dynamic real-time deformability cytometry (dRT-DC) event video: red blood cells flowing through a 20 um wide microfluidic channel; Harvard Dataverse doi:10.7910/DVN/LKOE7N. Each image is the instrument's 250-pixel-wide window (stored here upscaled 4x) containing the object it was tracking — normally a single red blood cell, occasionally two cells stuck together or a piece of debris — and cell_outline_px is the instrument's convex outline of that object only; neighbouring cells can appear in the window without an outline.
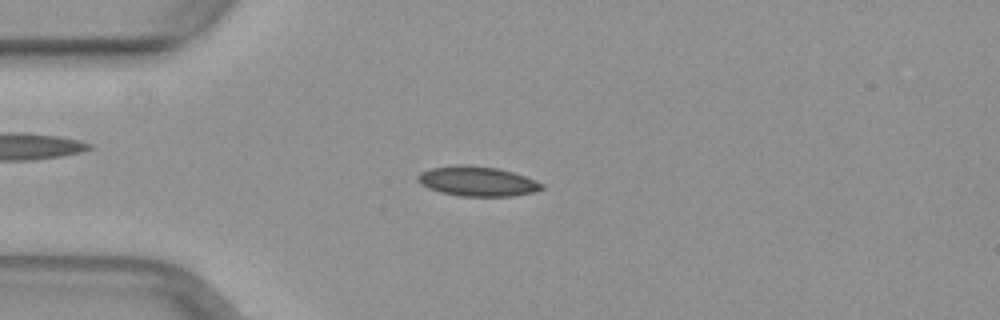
{"species": "common noctule bat (a hibernating species)", "species_latin": "Nyctalus noctula", "temperature_condition": "warm", "stored_images_in_passage": 49, "camera_frame_rate_fps": 3000, "um_per_image_px": 0.085, "animal": {"sex": "female", "body_mass_g": 29.2, "forearm_length_mm": 56.3}, "frame": {"image": 1, "passage_image": 12, "time_ms": 3.667, "image_size_px": [1000, 320], "cell_outline_px": [[544, 188], [536, 192], [512, 196], [460, 196], [440, 192], [428, 188], [420, 184], [416, 180], [416, 176], [420, 172], [428, 168], [460, 164], [464, 164], [496, 168], [512, 172], [536, 180], [544, 184]], "centroid_in_image_um": [40.54, 15.41], "position_along_channel_um": 44.5, "area_um2": 21.73}}
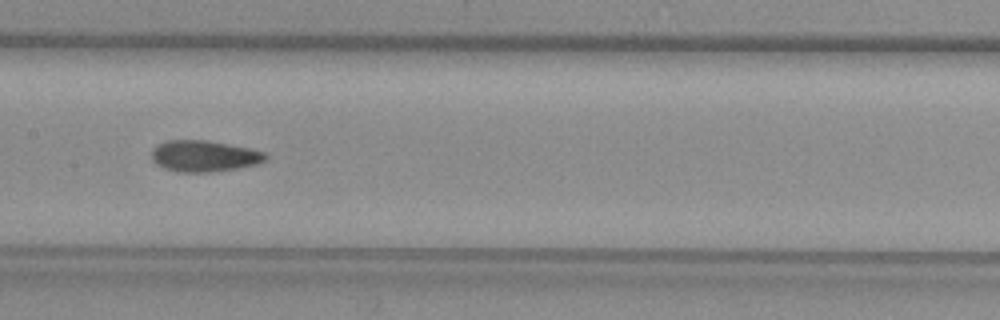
{"frame": {"image": 2, "passage_image": 24, "time_ms": 7.667, "image_size_px": [1000, 320], "cell_outline_px": [[268, 160], [260, 164], [240, 168], [212, 172], [176, 172], [164, 168], [156, 164], [152, 160], [152, 148], [156, 144], [164, 140], [204, 140], [248, 148], [264, 152], [268, 156]], "centroid_in_image_um": [17.35, 13.27], "position_along_channel_um": 190.1, "area_um2": 21.04}}
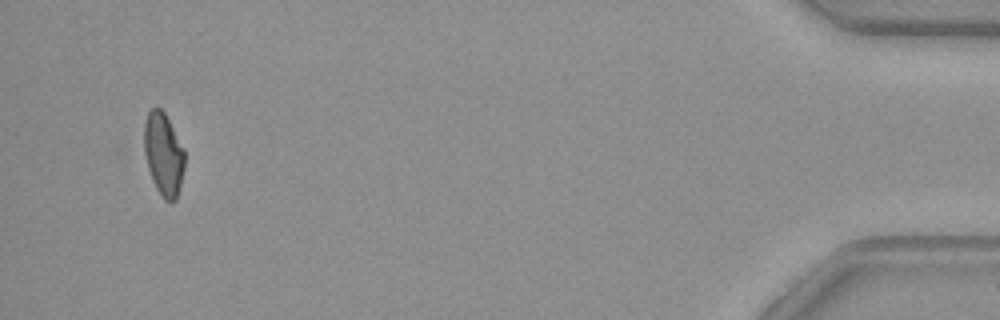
{"frame": {"image": 3, "passage_image": 47, "time_ms": 15.333, "image_size_px": [1000, 320], "cell_outline_px": [[184, 168], [176, 200], [172, 204], [164, 200], [156, 188], [152, 180], [148, 168], [144, 152], [144, 124], [148, 112], [152, 108], [160, 108], [164, 112], [184, 148]], "centroid_in_image_um": [13.89, 13.13], "position_along_channel_um": 421.3, "area_um2": 19.54}}